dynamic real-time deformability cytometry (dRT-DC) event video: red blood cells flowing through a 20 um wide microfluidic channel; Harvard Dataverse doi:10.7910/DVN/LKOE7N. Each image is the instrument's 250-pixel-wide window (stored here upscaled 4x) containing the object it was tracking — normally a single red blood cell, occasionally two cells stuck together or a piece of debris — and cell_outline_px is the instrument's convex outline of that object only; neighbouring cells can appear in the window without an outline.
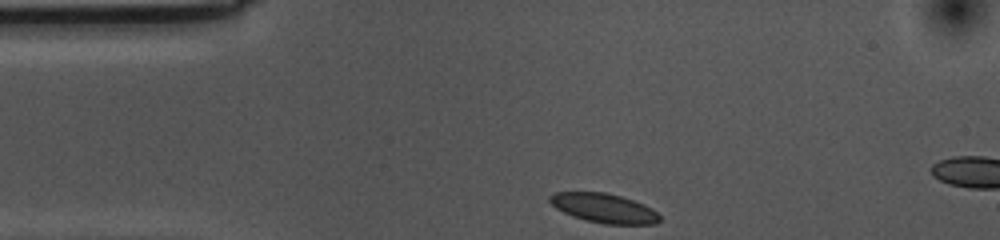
{"species": "common noctule bat (a hibernating species)", "species_latin": "Nyctalus noctula", "temperature_condition": "cold", "stored_images_in_passage": 6, "camera_frame_rate_fps": 3000, "um_per_image_px": 0.085, "animal": {"sex": "female", "body_mass_g": 10.0, "forearm_length_mm": 53.1}, "frame": {"image": 1, "passage_image": 1, "time_ms": 0.0, "image_size_px": [1000, 240], "cell_outline_px": [[660, 220], [656, 224], [604, 224], [572, 216], [556, 208], [548, 200], [548, 196], [552, 192], [604, 192], [620, 196], [644, 204], [652, 208], [660, 216]], "centroid_in_image_um": [51.32, 17.68], "position_along_channel_um": 33.7, "area_um2": 18.73}}